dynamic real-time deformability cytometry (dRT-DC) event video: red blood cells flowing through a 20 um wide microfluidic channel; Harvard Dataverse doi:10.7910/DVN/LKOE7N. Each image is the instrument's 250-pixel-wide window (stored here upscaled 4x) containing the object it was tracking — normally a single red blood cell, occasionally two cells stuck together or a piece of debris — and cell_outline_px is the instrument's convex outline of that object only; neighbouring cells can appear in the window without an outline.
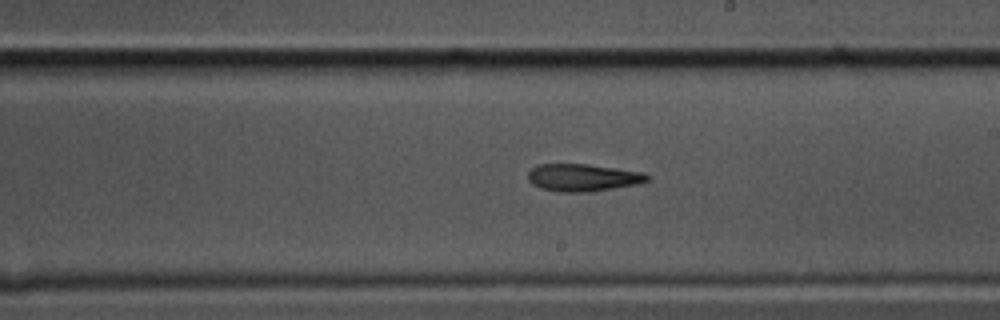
{"species": "common noctule bat (a hibernating species)", "species_latin": "Nyctalus noctula", "temperature_condition": "cold", "stored_images_in_passage": 44, "camera_frame_rate_fps": 3000, "um_per_image_px": 0.085, "animal": {"sex": "male", "body_mass_g": 17.5, "forearm_length_mm": 52.3}, "frame": {"image": 1, "passage_image": 32, "time_ms": 10.333, "image_size_px": [1000, 320], "cell_outline_px": [[648, 180], [636, 184], [592, 192], [560, 192], [540, 188], [532, 184], [528, 180], [528, 172], [536, 164], [588, 164], [644, 172], [648, 176]], "centroid_in_image_um": [49.51, 15.09], "position_along_channel_um": 239.5, "area_um2": 19.07}}